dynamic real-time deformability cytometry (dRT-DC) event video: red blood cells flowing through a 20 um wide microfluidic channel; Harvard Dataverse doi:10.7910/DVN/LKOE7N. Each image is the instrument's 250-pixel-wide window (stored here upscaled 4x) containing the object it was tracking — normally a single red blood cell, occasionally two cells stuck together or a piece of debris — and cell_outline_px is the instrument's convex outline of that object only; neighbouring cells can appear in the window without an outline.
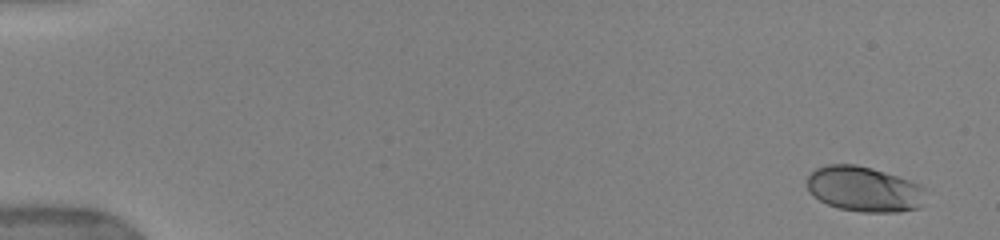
{"species": "human", "species_latin": "Homo sapiens", "temperature_condition": "warm", "stored_images_in_passage": 6, "camera_frame_rate_fps": 3000, "um_per_image_px": 0.085, "donor": {"sex": "female"}, "frame": {"image": 1, "passage_image": 1, "time_ms": 0.0, "image_size_px": [1000, 240], "cell_outline_px": [[924, 188], [920, 204], [916, 208], [900, 212], [864, 212], [840, 208], [828, 204], [820, 200], [808, 188], [808, 176], [816, 168], [828, 164], [856, 164], [872, 168], [920, 184]], "centroid_in_image_um": [73.43, 16.06], "position_along_channel_um": 11.6, "area_um2": 30.69}}